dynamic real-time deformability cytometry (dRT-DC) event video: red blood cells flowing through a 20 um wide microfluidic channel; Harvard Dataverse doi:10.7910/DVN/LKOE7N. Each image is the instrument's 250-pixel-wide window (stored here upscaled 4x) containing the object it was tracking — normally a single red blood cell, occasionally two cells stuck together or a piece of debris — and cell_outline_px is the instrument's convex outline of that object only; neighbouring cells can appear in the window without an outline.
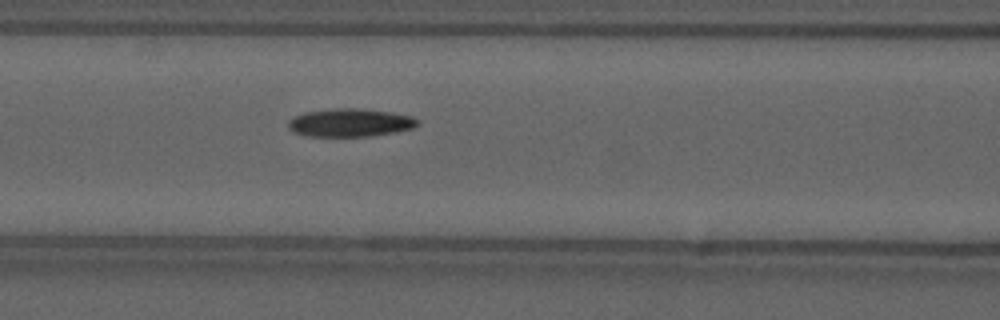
{"species": "common noctule bat (a hibernating species)", "species_latin": "Nyctalus noctula", "temperature_condition": "cold", "stored_images_in_passage": 46, "camera_frame_rate_fps": 3000, "um_per_image_px": 0.085, "animal": {"sex": "male", "forearm_length_mm": 52.5}, "frame": {"image": 1, "passage_image": 14, "time_ms": 4.333, "image_size_px": [1000, 320], "cell_outline_px": [[420, 124], [412, 128], [372, 136], [308, 136], [292, 132], [288, 128], [288, 120], [292, 116], [304, 112], [336, 108], [360, 108], [392, 112], [412, 116], [420, 120]], "centroid_in_image_um": [29.74, 10.42], "position_along_channel_um": 136.9, "area_um2": 21.39}}